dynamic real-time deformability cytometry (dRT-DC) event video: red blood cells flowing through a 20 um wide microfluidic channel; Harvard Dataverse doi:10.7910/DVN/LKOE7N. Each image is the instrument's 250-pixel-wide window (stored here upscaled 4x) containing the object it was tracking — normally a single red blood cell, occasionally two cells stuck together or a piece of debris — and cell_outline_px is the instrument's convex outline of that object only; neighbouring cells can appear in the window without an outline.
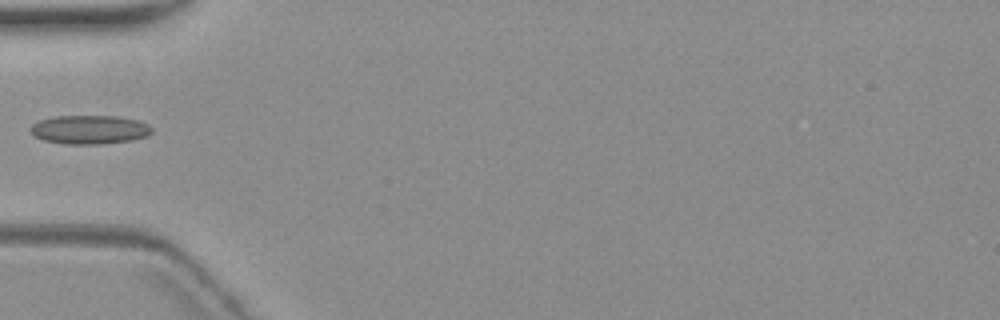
{"species": "common noctule bat (a hibernating species)", "species_latin": "Nyctalus noctula", "temperature_condition": "warm", "stored_images_in_passage": 5, "camera_frame_rate_fps": 3000, "um_per_image_px": 0.085, "animal": {"sex": "female", "body_mass_g": 19.3, "forearm_length_mm": 54.1}, "frame": {"image": 1, "passage_image": 5, "time_ms": 5.0, "image_size_px": [1000, 320], "cell_outline_px": [[152, 132], [148, 136], [132, 140], [100, 144], [64, 144], [44, 140], [36, 136], [32, 132], [32, 124], [40, 120], [52, 116], [120, 116], [140, 120], [148, 124], [152, 128]], "centroid_in_image_um": [7.67, 11.01], "position_along_channel_um": 77.3, "area_um2": 20.46}}